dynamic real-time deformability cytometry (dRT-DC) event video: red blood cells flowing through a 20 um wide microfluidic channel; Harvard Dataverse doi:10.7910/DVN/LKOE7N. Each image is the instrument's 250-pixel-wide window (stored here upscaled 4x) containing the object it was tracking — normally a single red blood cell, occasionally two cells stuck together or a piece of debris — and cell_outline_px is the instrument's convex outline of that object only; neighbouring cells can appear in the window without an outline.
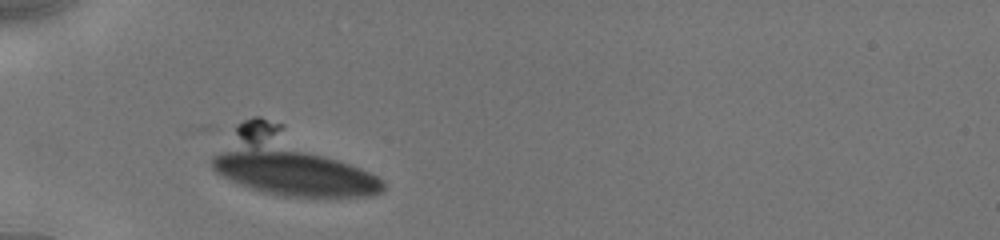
{"species": "human", "species_latin": "Homo sapiens", "temperature_condition": "cold", "stored_images_in_passage": 38, "camera_frame_rate_fps": 3000, "um_per_image_px": 0.085, "donor": {"sex": "male"}, "frame": {"image": 1, "passage_image": 37, "time_ms": 7.333, "image_size_px": [1000, 240], "cell_outline_px": [[384, 192], [376, 196], [336, 200], [284, 196], [264, 192], [240, 184], [216, 172], [212, 168], [208, 160], [236, 124], [252, 116], [260, 116], [284, 124], [384, 180]], "centroid_in_image_um": [24.61, 13.93], "position_along_channel_um": 60.4, "area_um2": 64.04}}